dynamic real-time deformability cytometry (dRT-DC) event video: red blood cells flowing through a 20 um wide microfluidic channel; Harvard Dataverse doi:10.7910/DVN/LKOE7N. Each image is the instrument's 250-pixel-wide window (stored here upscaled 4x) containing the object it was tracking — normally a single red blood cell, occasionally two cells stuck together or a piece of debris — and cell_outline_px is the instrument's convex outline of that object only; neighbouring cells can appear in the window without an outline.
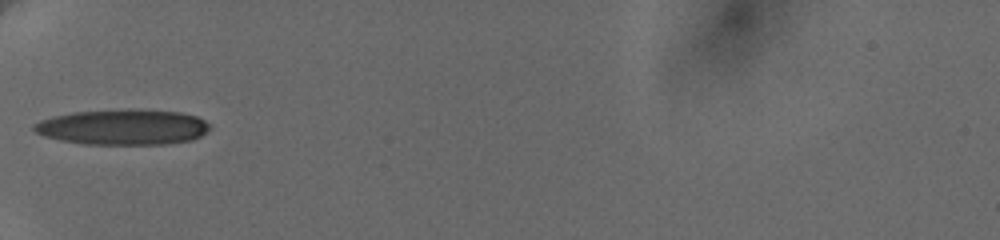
{"species": "human", "species_latin": "Homo sapiens", "temperature_condition": "cold", "stored_images_in_passage": 36, "camera_frame_rate_fps": 3000, "um_per_image_px": 0.085, "donor": {"sex": "female"}, "frame": {"image": 1, "passage_image": 1, "time_ms": 0.0, "image_size_px": [1000, 240], "cell_outline_px": [[212, 128], [200, 136], [192, 140], [164, 144], [84, 144], [60, 140], [44, 136], [36, 132], [32, 128], [32, 124], [40, 120], [52, 116], [72, 112], [128, 108], [132, 108], [180, 112], [196, 116], [204, 120]], "centroid_in_image_um": [10.43, 10.79], "position_along_channel_um": 74.6, "area_um2": 36.76}}
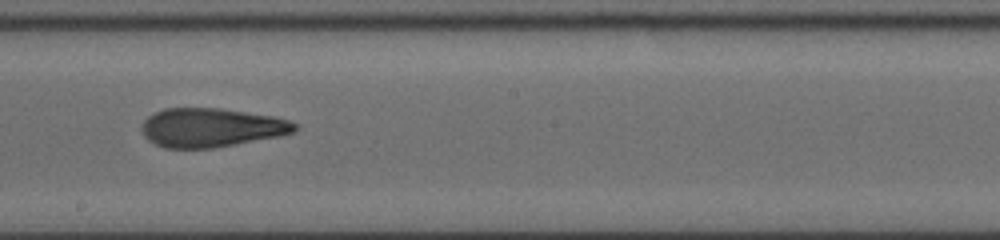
{"frame": {"image": 2, "passage_image": 15, "time_ms": 4.333, "image_size_px": [1000, 240], "cell_outline_px": [[296, 132], [280, 136], [212, 148], [164, 148], [148, 140], [144, 136], [140, 128], [144, 120], [148, 116], [164, 108], [220, 108], [272, 116], [288, 120], [296, 124]], "centroid_in_image_um": [17.93, 10.84], "position_along_channel_um": 230.3, "area_um2": 34.62}}
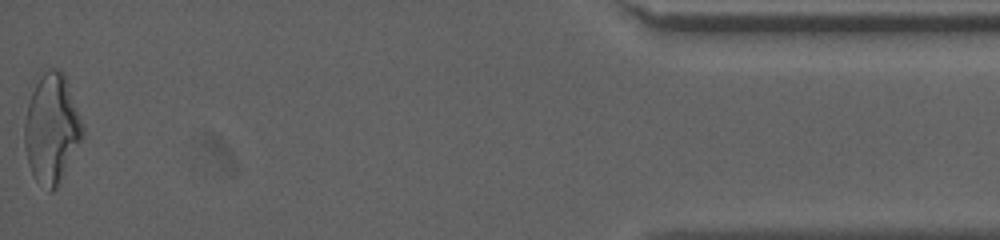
{"frame": {"image": 3, "passage_image": 36, "time_ms": 11.667, "image_size_px": [1000, 240], "cell_outline_px": [[84, 132], [56, 188], [52, 192], [48, 192], [36, 180], [28, 164], [24, 144], [24, 124], [28, 104], [36, 72], [48, 68], [56, 68], [64, 72]], "centroid_in_image_um": [4.33, 10.85], "position_along_channel_um": 430.9, "area_um2": 36.76}, "authors_computed_cell_mechanics": {"area_um2": 34.969, "velocity_mm_per_s": 3.6729, "shape_relaxation_time_tau1_ms": null, "shape_relaxation_time_tau2_ms": 2.2556, "deformation_change_tau1": null, "deformation_change_tau2": 0.1107}}